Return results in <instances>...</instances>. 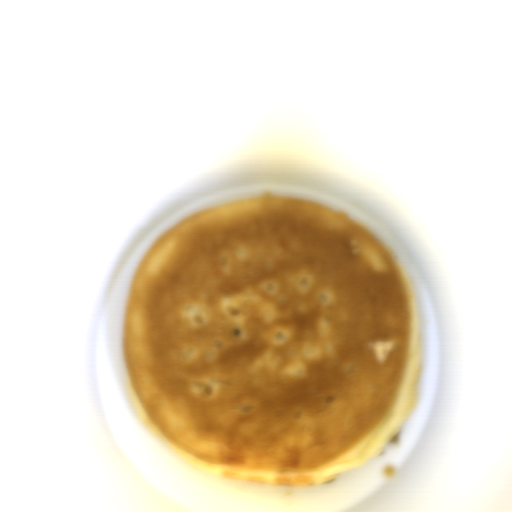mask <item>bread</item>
I'll use <instances>...</instances> for the list:
<instances>
[{"label": "bread", "mask_w": 512, "mask_h": 512, "mask_svg": "<svg viewBox=\"0 0 512 512\" xmlns=\"http://www.w3.org/2000/svg\"><path fill=\"white\" fill-rule=\"evenodd\" d=\"M131 399L156 441L236 484L331 482L420 399L416 290L312 199L223 202L158 234L126 292Z\"/></svg>", "instance_id": "8d2b1439"}]
</instances>
